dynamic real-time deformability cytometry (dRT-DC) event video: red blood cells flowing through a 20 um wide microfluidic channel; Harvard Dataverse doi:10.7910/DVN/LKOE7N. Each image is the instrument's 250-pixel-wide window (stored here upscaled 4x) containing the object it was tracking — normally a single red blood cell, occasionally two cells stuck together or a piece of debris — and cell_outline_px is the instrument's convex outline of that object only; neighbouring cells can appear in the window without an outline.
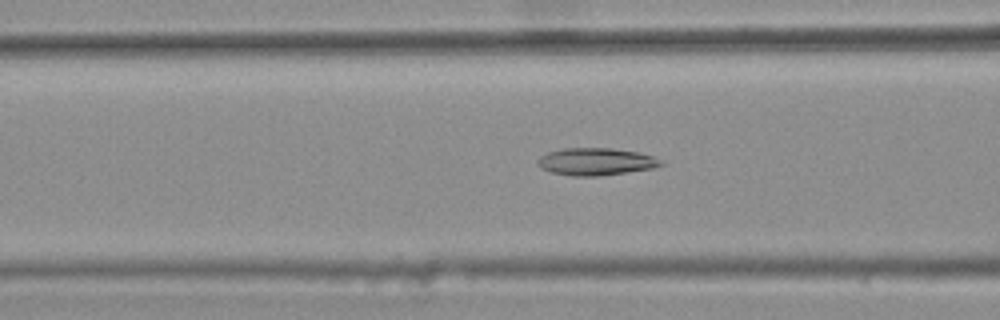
{"species": "common noctule bat (a hibernating species)", "species_latin": "Nyctalus noctula", "temperature_condition": "warm", "stored_images_in_passage": 41, "camera_frame_rate_fps": 3000, "um_per_image_px": 0.085, "animal": {"sex": "female", "body_mass_g": 25.1}, "frame": {"image": 1, "passage_image": 15, "time_ms": 4.667, "image_size_px": [1000, 320], "cell_outline_px": [[664, 164], [652, 168], [600, 176], [572, 176], [552, 172], [540, 168], [536, 164], [536, 160], [540, 156], [548, 152], [560, 148], [612, 148], [636, 152], [652, 156], [660, 160]], "centroid_in_image_um": [50.58, 13.73], "position_along_channel_um": 116.0, "area_um2": 19.59}}
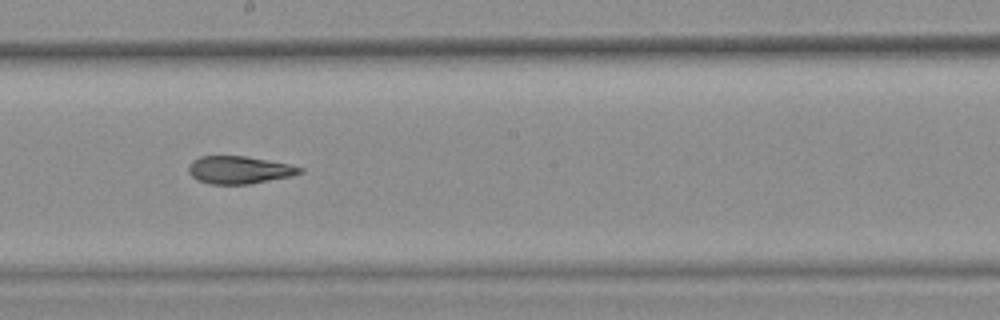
{"frame": {"image": 2, "passage_image": 24, "time_ms": 7.667, "image_size_px": [1000, 320], "cell_outline_px": [[304, 172], [292, 176], [248, 184], [208, 184], [196, 180], [188, 172], [188, 164], [192, 160], [200, 156], [244, 156], [268, 160], [288, 164], [304, 168]], "centroid_in_image_um": [20.31, 14.44], "position_along_channel_um": 227.9, "area_um2": 18.03}}
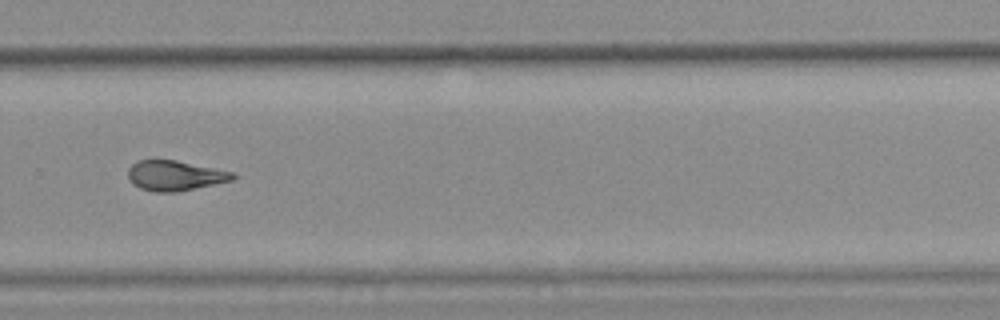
{"frame": {"image": 3, "passage_image": 31, "time_ms": 10.0, "image_size_px": [1000, 320], "cell_outline_px": [[236, 176], [232, 180], [176, 192], [152, 192], [140, 188], [128, 176], [128, 168], [136, 160], [152, 156], [156, 156], [236, 172]], "centroid_in_image_um": [14.83, 14.87], "position_along_channel_um": 315.0, "area_um2": 18.9}, "authors_computed_cell_mechanics": {"area_um2": 18.6116, "velocity_mm_per_s": 3.7367, "shape_relaxation_time_tau1_ms": null, "shape_relaxation_time_tau2_ms": 2.4029, "deformation_change_tau1": null, "deformation_change_tau2": 0.1067}}